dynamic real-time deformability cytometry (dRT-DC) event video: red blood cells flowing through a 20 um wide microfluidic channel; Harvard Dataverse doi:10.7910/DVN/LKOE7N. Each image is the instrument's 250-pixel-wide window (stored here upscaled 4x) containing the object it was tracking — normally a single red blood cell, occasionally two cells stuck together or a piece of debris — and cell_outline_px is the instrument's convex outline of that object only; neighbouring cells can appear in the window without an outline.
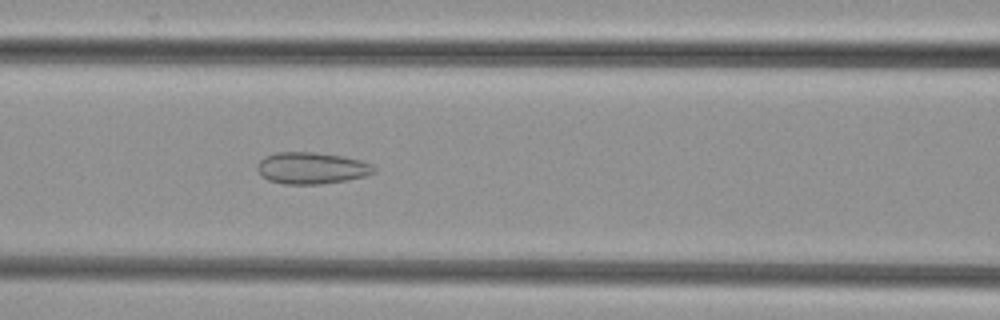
{"species": "common noctule bat (a hibernating species)", "species_latin": "Nyctalus noctula", "temperature_condition": "cold", "stored_images_in_passage": 38, "camera_frame_rate_fps": 3000, "um_per_image_px": 0.085, "animal": {"sex": "female", "body_mass_g": 29.2, "forearm_length_mm": 56.3}, "frame": {"image": 1, "passage_image": 18, "time_ms": 5.667, "image_size_px": [1000, 320], "cell_outline_px": [[376, 172], [364, 176], [344, 180], [320, 184], [284, 184], [268, 180], [260, 176], [256, 168], [256, 164], [264, 156], [276, 152], [316, 152], [344, 156], [360, 160], [372, 164], [376, 168]], "centroid_in_image_um": [26.45, 14.28], "position_along_channel_um": 140.2, "area_um2": 21.73}}
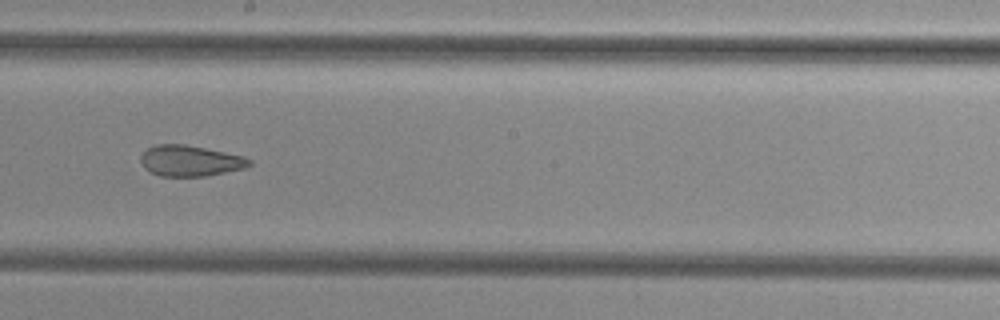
{"frame": {"image": 2, "passage_image": 25, "time_ms": 8.0, "image_size_px": [1000, 320], "cell_outline_px": [[252, 164], [244, 168], [208, 176], [160, 176], [144, 168], [140, 160], [140, 156], [148, 148], [156, 144], [184, 144], [244, 156], [252, 160]], "centroid_in_image_um": [16.17, 13.67], "position_along_channel_um": 232.0, "area_um2": 19.48}}
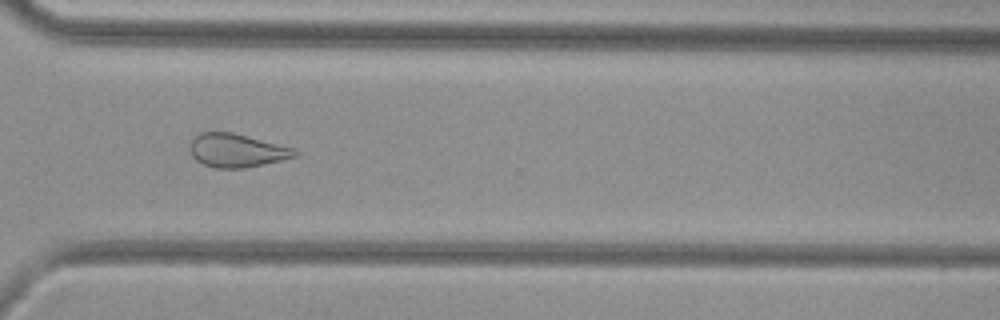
{"frame": {"image": 3, "passage_image": 34, "time_ms": 11.0, "image_size_px": [1000, 320], "cell_outline_px": [[300, 152], [296, 156], [264, 164], [244, 168], [216, 168], [204, 164], [196, 160], [192, 156], [188, 148], [192, 140], [200, 132], [232, 132], [292, 148]], "centroid_in_image_um": [20.08, 12.79], "position_along_channel_um": 350.5, "area_um2": 20.23}}